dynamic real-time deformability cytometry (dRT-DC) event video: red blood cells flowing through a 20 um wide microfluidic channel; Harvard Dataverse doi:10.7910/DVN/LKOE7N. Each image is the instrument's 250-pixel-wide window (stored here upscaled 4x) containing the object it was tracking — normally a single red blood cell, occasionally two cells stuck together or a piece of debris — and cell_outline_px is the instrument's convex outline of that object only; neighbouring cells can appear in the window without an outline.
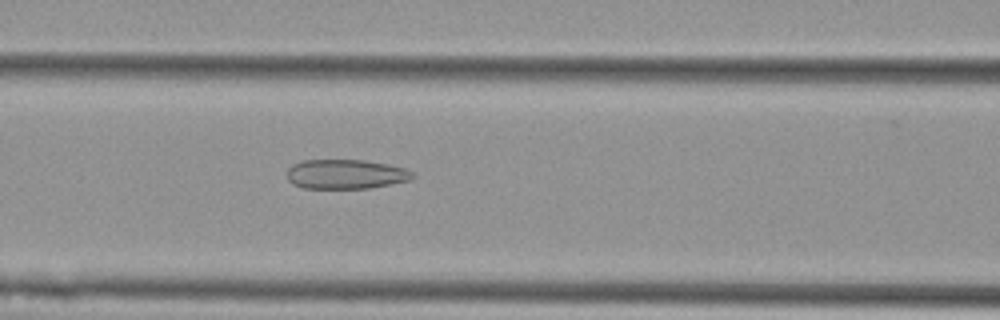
{"species": "Egyptian fruit bat (a non-hibernating species)", "species_latin": "Rousettus aegyptiacus", "temperature_condition": "cold", "stored_images_in_passage": 37, "camera_frame_rate_fps": 3000, "um_per_image_px": 0.085, "animal": {"sex": "female"}, "frame": {"image": 1, "passage_image": 16, "time_ms": 5.0, "image_size_px": [1000, 320], "cell_outline_px": [[416, 176], [412, 180], [392, 184], [368, 188], [304, 188], [292, 184], [288, 180], [288, 168], [292, 164], [304, 160], [364, 160], [388, 164], [404, 168], [412, 172]], "centroid_in_image_um": [29.41, 14.8], "position_along_channel_um": 137.2, "area_um2": 21.68}}
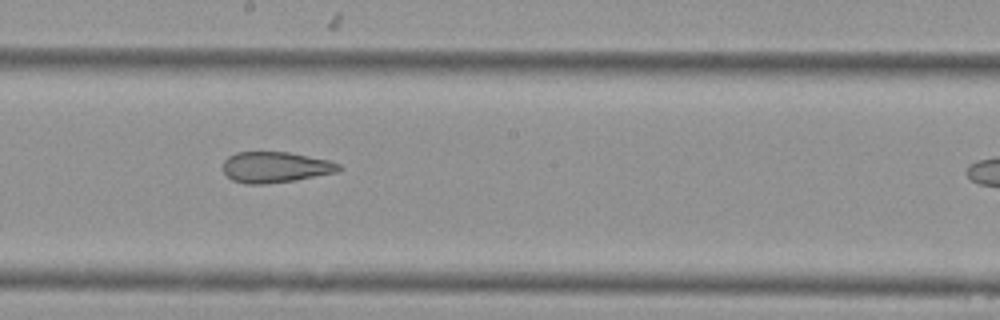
{"frame": {"image": 2, "passage_image": 23, "time_ms": 7.333, "image_size_px": [1000, 320], "cell_outline_px": [[344, 168], [340, 172], [296, 180], [264, 184], [244, 184], [232, 180], [224, 172], [224, 160], [228, 156], [236, 152], [288, 152], [328, 160], [340, 164]], "centroid_in_image_um": [23.44, 14.22], "position_along_channel_um": 224.8, "area_um2": 20.98}}
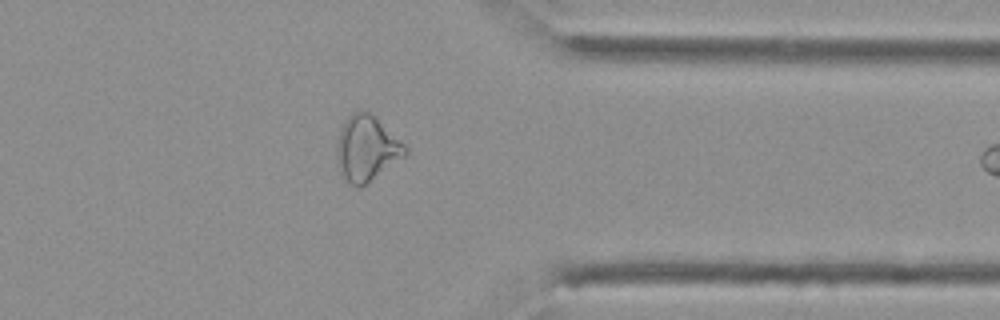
{"frame": {"image": 3, "passage_image": 36, "time_ms": 11.667, "image_size_px": [1000, 320], "cell_outline_px": [[408, 152], [404, 156], [360, 188], [356, 188], [348, 184], [340, 176], [336, 152], [336, 140], [340, 128], [344, 120], [348, 116], [360, 108], [376, 116], [408, 148]], "centroid_in_image_um": [31.11, 12.61], "position_along_channel_um": 380.3, "area_um2": 26.41}}